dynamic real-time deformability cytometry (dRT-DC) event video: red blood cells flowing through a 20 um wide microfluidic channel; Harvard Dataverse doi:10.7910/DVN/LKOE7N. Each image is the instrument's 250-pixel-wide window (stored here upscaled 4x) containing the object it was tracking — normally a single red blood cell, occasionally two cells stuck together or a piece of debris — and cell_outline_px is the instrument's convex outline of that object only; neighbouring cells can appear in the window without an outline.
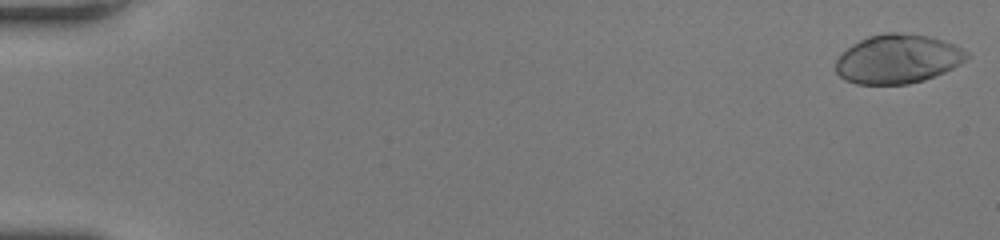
{"species": "human", "species_latin": "Homo sapiens", "temperature_condition": "room temperature", "stored_images_in_passage": 57, "camera_frame_rate_fps": 3000, "um_per_image_px": 0.085, "donor": {"sex": "female"}, "frame": {"image": 1, "passage_image": 1, "time_ms": 0.0, "image_size_px": [1000, 240], "cell_outline_px": [[972, 56], [960, 64], [944, 72], [924, 80], [908, 84], [856, 84], [844, 80], [836, 72], [836, 60], [840, 52], [852, 44], [868, 36], [884, 32], [900, 32], [928, 36], [944, 40], [968, 52]], "centroid_in_image_um": [76.29, 5.01], "position_along_channel_um": 8.7, "area_um2": 37.74}}
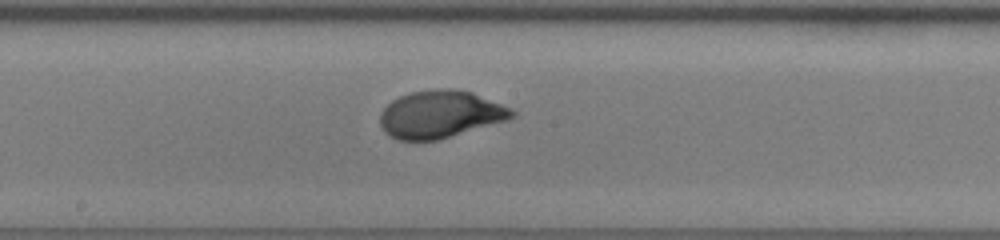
{"frame": {"image": 2, "passage_image": 32, "time_ms": 10.333, "image_size_px": [1000, 240], "cell_outline_px": [[516, 116], [508, 120], [436, 140], [396, 140], [388, 136], [384, 132], [380, 124], [380, 112], [392, 100], [408, 92], [436, 88], [452, 88], [472, 92], [500, 104], [516, 112]], "centroid_in_image_um": [37.38, 9.71], "position_along_channel_um": 210.8, "area_um2": 36.47}}
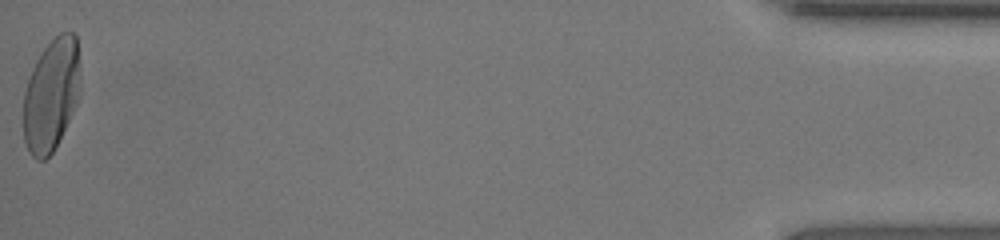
{"frame": {"image": 3, "passage_image": 57, "time_ms": 18.667, "image_size_px": [1000, 240], "cell_outline_px": [[80, 96], [52, 152], [44, 160], [36, 160], [32, 156], [24, 140], [24, 92], [32, 68], [36, 60], [44, 48], [60, 32], [72, 32], [76, 36], [80, 64]], "centroid_in_image_um": [4.37, 8.02], "position_along_channel_um": 430.8, "area_um2": 37.05}, "authors_computed_cell_mechanics": {"area_um2": 36.2984, "velocity_mm_per_s": 3.715, "shape_relaxation_time_tau1_ms": 3.38, "shape_relaxation_time_tau2_ms": null, "deformation_change_tau1": 0.1963, "deformation_change_tau2": null}}